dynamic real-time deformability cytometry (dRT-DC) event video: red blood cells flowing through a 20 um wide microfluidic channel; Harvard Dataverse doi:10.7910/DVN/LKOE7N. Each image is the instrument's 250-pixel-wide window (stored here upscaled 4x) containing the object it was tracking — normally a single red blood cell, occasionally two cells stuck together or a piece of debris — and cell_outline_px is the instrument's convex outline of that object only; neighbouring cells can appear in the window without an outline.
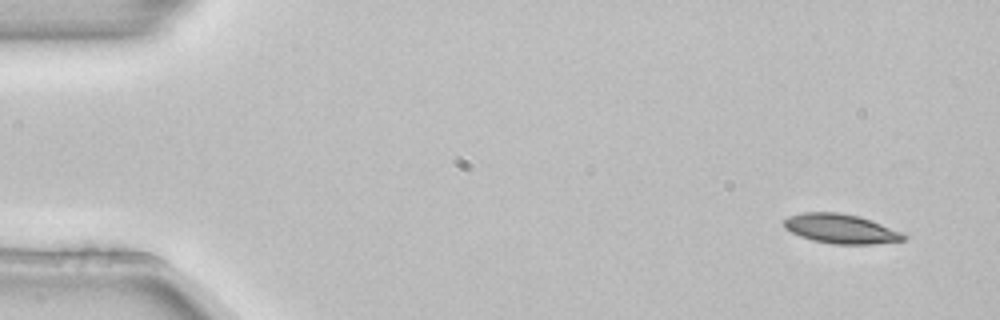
{"species": "common noctule bat (a hibernating species)", "species_latin": "Nyctalus noctula", "temperature_condition": "room temperature", "stored_images_in_passage": 4, "camera_frame_rate_fps": 3000, "um_per_image_px": 0.085, "animal": {"sex": "female", "body_mass_g": 22.7, "forearm_length_mm": 54.2}, "frame": {"image": 1, "passage_image": 1, "time_ms": 0.0, "image_size_px": [1000, 320], "cell_outline_px": [[908, 236], [904, 240], [872, 244], [832, 244], [812, 240], [800, 236], [784, 228], [784, 220], [788, 216], [804, 212], [836, 212], [860, 216], [872, 220], [904, 232]], "centroid_in_image_um": [71.5, 19.44], "position_along_channel_um": 13.5, "area_um2": 20.69}}
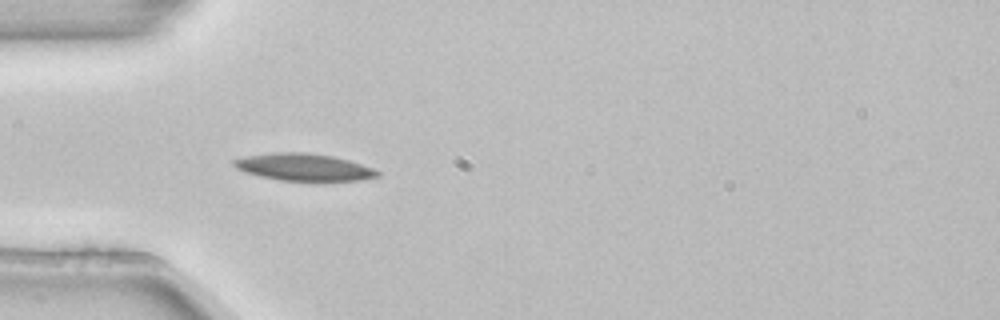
{"frame": {"image": 2, "passage_image": 4, "time_ms": 1.0, "image_size_px": [1000, 320], "cell_outline_px": [[380, 176], [360, 180], [280, 180], [260, 176], [244, 172], [236, 168], [232, 164], [232, 160], [244, 156], [272, 152], [304, 152], [332, 156], [348, 160], [372, 168], [380, 172]], "centroid_in_image_um": [25.77, 14.19], "position_along_channel_um": 59.2, "area_um2": 22.54}}